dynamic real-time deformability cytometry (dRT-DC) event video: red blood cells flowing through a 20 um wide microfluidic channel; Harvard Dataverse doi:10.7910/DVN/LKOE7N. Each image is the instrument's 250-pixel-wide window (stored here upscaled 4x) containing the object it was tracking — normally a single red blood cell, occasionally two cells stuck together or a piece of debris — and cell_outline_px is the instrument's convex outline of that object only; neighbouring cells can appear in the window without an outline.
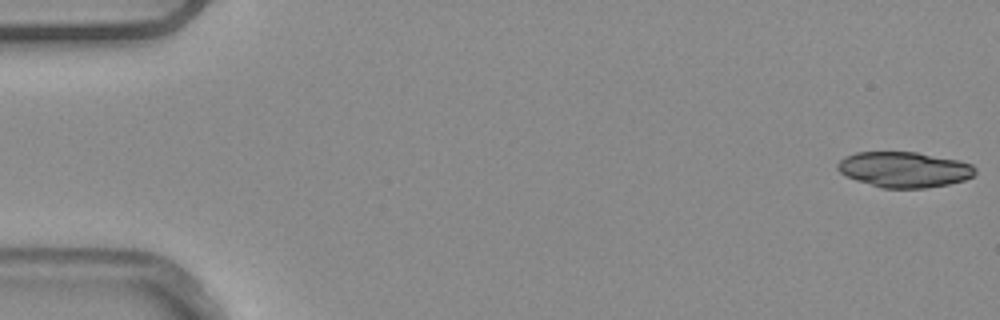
{"species": "common noctule bat (a hibernating species)", "species_latin": "Nyctalus noctula", "temperature_condition": "warm", "stored_images_in_passage": 23, "camera_frame_rate_fps": 3000, "um_per_image_px": 0.085, "animal": {"sex": "male", "body_mass_g": 20.4}, "frame": {"image": 1, "passage_image": 1, "time_ms": 0.0, "image_size_px": [1000, 320], "cell_outline_px": [[976, 172], [972, 176], [964, 180], [948, 184], [924, 188], [880, 188], [856, 180], [840, 172], [836, 168], [836, 164], [844, 156], [856, 152], [916, 152], [960, 160], [972, 164], [976, 168]], "centroid_in_image_um": [76.85, 14.4], "position_along_channel_um": 8.1, "area_um2": 28.61}}